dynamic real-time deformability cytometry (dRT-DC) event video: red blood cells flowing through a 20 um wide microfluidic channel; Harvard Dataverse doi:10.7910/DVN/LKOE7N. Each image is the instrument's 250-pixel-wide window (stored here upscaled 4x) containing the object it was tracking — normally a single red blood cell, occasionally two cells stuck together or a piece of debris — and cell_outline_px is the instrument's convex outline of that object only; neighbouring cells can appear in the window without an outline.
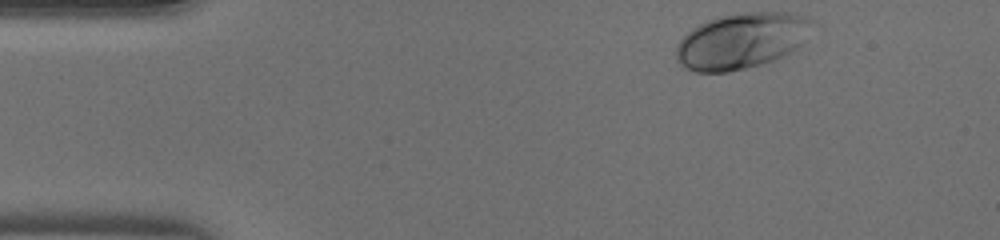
{"species": "human", "species_latin": "Homo sapiens", "temperature_condition": "warm", "stored_images_in_passage": 33, "camera_frame_rate_fps": 3000, "um_per_image_px": 0.085, "donor": {"sex": "male"}, "frame": {"image": 1, "passage_image": 1, "time_ms": 0.0, "image_size_px": [1000, 240], "cell_outline_px": [[812, 20], [800, 44], [796, 48], [772, 60], [760, 64], [728, 72], [696, 72], [684, 68], [676, 60], [676, 44], [692, 28], [708, 20], [720, 16], [744, 12], [792, 12]], "centroid_in_image_um": [62.94, 3.47], "position_along_channel_um": 22.1, "area_um2": 43.58}}
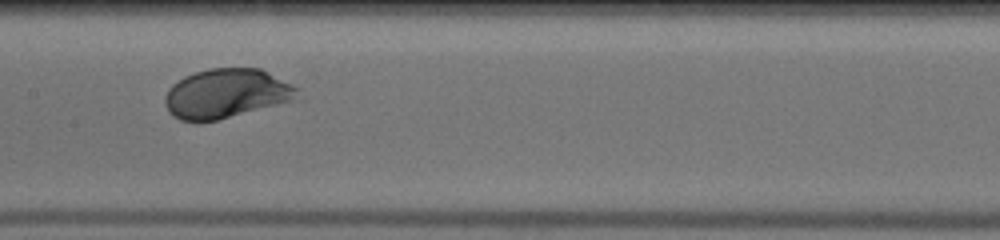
{"frame": {"image": 2, "passage_image": 18, "time_ms": 5.667, "image_size_px": [1000, 240], "cell_outline_px": [[296, 100], [216, 120], [180, 120], [172, 116], [168, 112], [164, 104], [164, 96], [168, 88], [172, 84], [184, 76], [208, 68], [260, 68], [292, 84], [296, 88]], "centroid_in_image_um": [19.19, 7.94], "position_along_channel_um": 188.2, "area_um2": 37.86}}
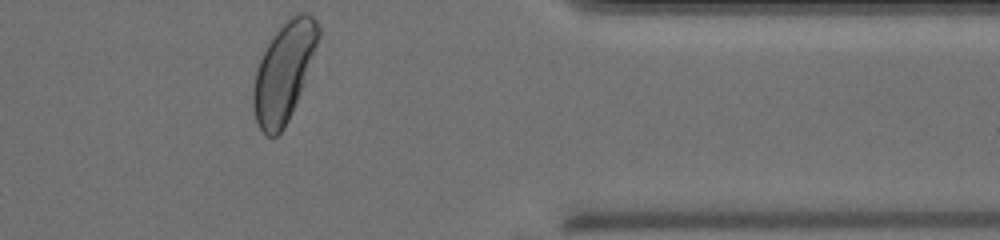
{"frame": {"image": 3, "passage_image": 33, "time_ms": 10.667, "image_size_px": [1000, 240], "cell_outline_px": [[320, 36], [304, 84], [288, 120], [284, 128], [276, 136], [268, 136], [256, 124], [252, 104], [252, 88], [256, 68], [272, 36], [292, 16], [300, 12], [308, 12], [316, 20], [320, 28]], "centroid_in_image_um": [24.12, 6.12], "position_along_channel_um": 387.3, "area_um2": 37.22}}